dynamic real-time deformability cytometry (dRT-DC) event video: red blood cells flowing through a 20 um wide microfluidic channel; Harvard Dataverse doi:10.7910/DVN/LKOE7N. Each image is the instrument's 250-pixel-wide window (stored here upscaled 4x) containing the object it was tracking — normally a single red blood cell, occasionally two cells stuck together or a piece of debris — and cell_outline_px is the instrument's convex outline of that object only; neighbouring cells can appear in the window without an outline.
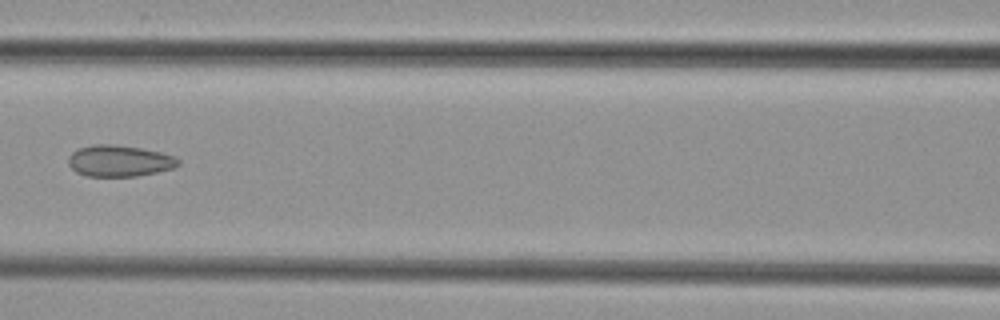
{"species": "common noctule bat (a hibernating species)", "species_latin": "Nyctalus noctula", "temperature_condition": "cold", "stored_images_in_passage": 5, "camera_frame_rate_fps": 3000, "um_per_image_px": 0.085, "animal": {"sex": "female", "body_mass_g": 29.2, "forearm_length_mm": 56.3}, "frame": {"image": 1, "passage_image": 5, "time_ms": 5.667, "image_size_px": [1000, 320], "cell_outline_px": [[180, 164], [176, 168], [136, 176], [88, 176], [76, 172], [68, 164], [68, 156], [72, 152], [80, 148], [92, 144], [112, 144], [140, 148], [160, 152], [176, 156], [180, 160]], "centroid_in_image_um": [10.17, 13.67], "position_along_channel_um": 156.4, "area_um2": 20.17}}